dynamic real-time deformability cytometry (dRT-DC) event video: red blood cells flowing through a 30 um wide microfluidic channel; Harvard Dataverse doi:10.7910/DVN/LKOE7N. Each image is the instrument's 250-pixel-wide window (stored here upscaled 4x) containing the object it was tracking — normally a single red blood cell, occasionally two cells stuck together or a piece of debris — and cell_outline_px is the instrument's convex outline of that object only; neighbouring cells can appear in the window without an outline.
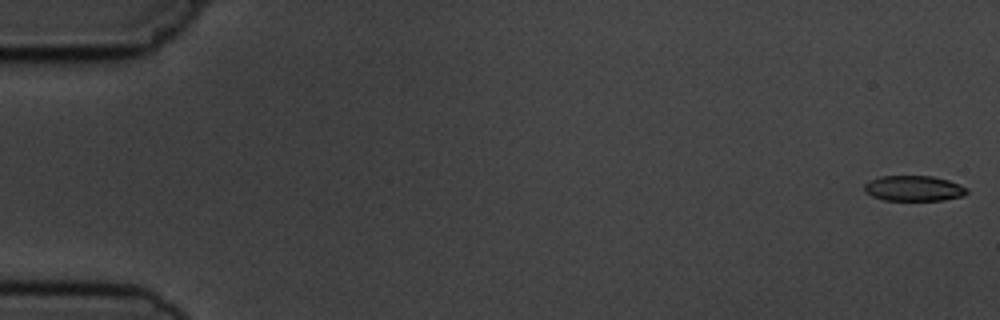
{"species": "common noctule bat (a hibernating species)", "species_latin": "Nyctalus noctula", "temperature_condition": "cold", "stored_images_in_passage": 8, "camera_frame_rate_fps": 3000, "um_per_image_px": 0.085, "animal": {"sex": "male", "body_mass_g": 19.5, "forearm_length_mm": 54.6}, "frame": {"image": 1, "passage_image": 1, "time_ms": 0.0, "image_size_px": [1000, 320], "cell_outline_px": [[968, 192], [964, 196], [944, 200], [884, 200], [872, 196], [864, 192], [864, 184], [868, 180], [880, 176], [932, 176], [948, 180], [968, 188]], "centroid_in_image_um": [77.65, 16.01], "position_along_channel_um": 7.3, "area_um2": 15.32}}
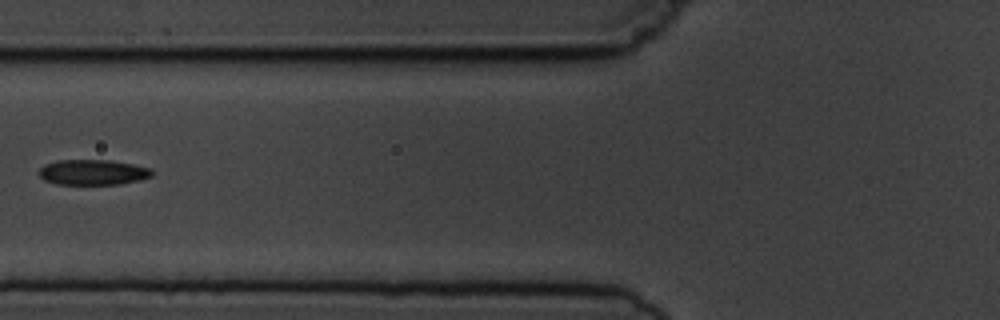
{"frame": {"image": 2, "passage_image": 7, "time_ms": 7.0, "image_size_px": [1000, 320], "cell_outline_px": [[152, 176], [140, 180], [116, 184], [56, 184], [44, 180], [40, 176], [40, 168], [44, 164], [56, 160], [112, 160], [152, 168]], "centroid_in_image_um": [7.89, 14.63], "position_along_channel_um": 117.9, "area_um2": 16.7}}
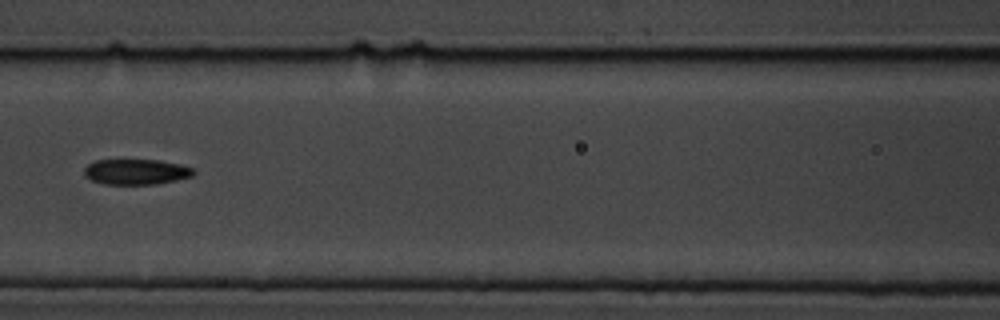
{"frame": {"image": 3, "passage_image": 8, "time_ms": 8.0, "image_size_px": [1000, 320], "cell_outline_px": [[196, 172], [192, 176], [176, 180], [156, 184], [104, 184], [92, 180], [84, 176], [84, 168], [88, 164], [96, 160], [160, 160], [180, 164], [192, 168]], "centroid_in_image_um": [11.57, 14.6], "position_along_channel_um": 155.0, "area_um2": 16.24}}